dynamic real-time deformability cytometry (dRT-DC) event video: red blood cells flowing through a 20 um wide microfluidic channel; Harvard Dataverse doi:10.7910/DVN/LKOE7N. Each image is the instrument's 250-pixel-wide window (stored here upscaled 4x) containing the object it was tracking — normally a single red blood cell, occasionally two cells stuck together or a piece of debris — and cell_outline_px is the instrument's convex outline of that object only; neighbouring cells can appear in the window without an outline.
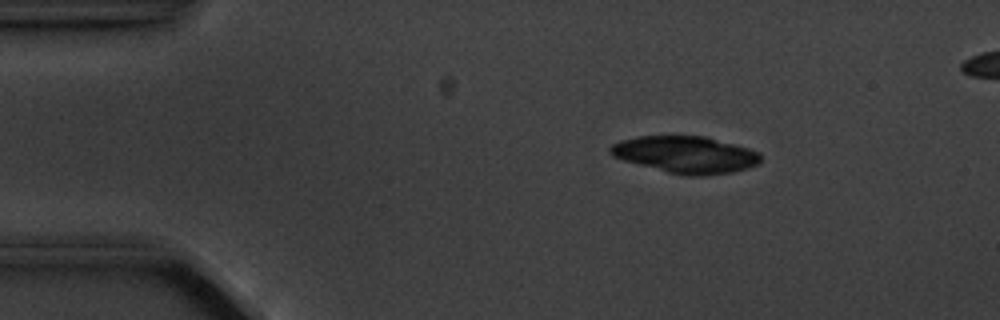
{"species": "common noctule bat (a hibernating species)", "species_latin": "Nyctalus noctula", "temperature_condition": "cold", "stored_images_in_passage": 6, "camera_frame_rate_fps": 3000, "um_per_image_px": 0.085, "animal": {"sex": "male", "body_mass_g": 20.1, "forearm_length_mm": 53.5}, "frame": {"image": 1, "passage_image": 3, "time_ms": 2.333, "image_size_px": [1000, 320], "cell_outline_px": [[760, 160], [756, 164], [748, 168], [732, 172], [700, 176], [688, 176], [668, 172], [624, 160], [612, 156], [608, 152], [608, 148], [612, 144], [620, 140], [636, 136], [704, 136], [748, 148], [760, 152]], "centroid_in_image_um": [58.25, 13.13], "position_along_channel_um": 26.8, "area_um2": 32.14}}